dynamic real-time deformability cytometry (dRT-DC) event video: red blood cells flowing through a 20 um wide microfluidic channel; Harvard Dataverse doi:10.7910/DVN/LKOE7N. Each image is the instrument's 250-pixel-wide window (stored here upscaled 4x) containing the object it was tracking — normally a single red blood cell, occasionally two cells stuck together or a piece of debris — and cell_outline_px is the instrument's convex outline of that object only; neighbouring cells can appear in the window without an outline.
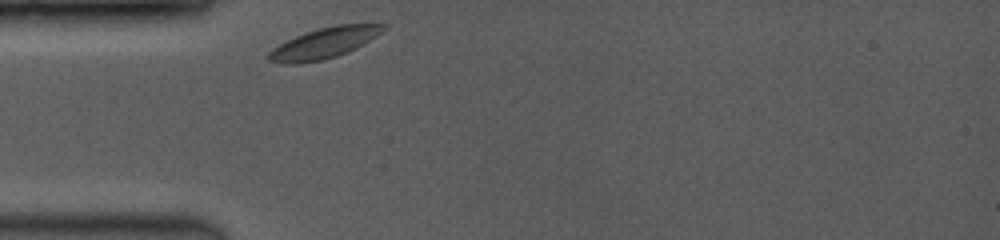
{"species": "common noctule bat (a hibernating species)", "species_latin": "Nyctalus noctula", "temperature_condition": "room temperature", "stored_images_in_passage": 25, "camera_frame_rate_fps": 3500, "um_per_image_px": 0.085, "animal": {"sex": "female", "body_mass_g": 19.0, "forearm_length_mm": 53.3}, "frame": {"image": 1, "passage_image": 1, "time_ms": 0.0, "image_size_px": [1000, 240], "cell_outline_px": [[388, 28], [376, 36], [356, 48], [348, 52], [324, 60], [296, 64], [280, 64], [268, 60], [268, 52], [272, 48], [304, 32], [336, 24], [388, 24]], "centroid_in_image_um": [27.55, 3.66], "position_along_channel_um": 57.4, "area_um2": 20.58}}
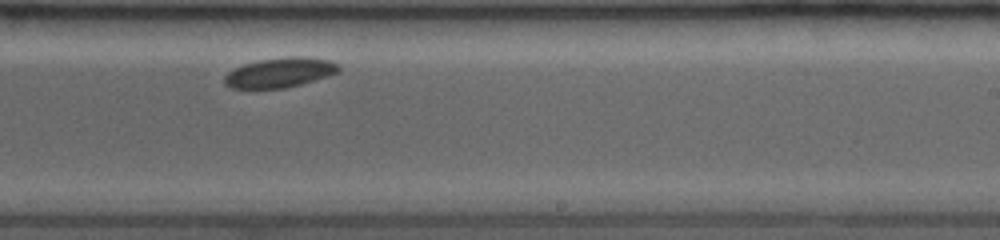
{"frame": {"image": 2, "passage_image": 15, "time_ms": 5.714, "image_size_px": [1000, 240], "cell_outline_px": [[340, 72], [328, 76], [300, 84], [284, 88], [232, 88], [224, 84], [224, 76], [228, 72], [244, 64], [260, 60], [288, 56], [304, 56], [328, 60], [340, 64]], "centroid_in_image_um": [23.82, 6.16], "position_along_channel_um": 265.2, "area_um2": 19.77}}
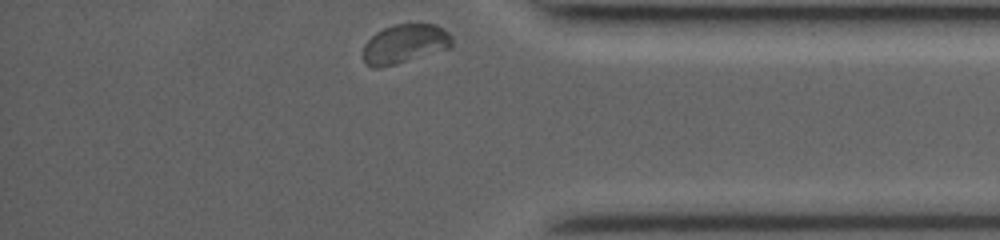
{"frame": {"image": 3, "passage_image": 25, "time_ms": 9.429, "image_size_px": [1000, 240], "cell_outline_px": [[452, 48], [396, 64], [380, 68], [372, 68], [364, 60], [364, 44], [376, 32], [392, 24], [436, 24], [444, 28], [452, 36]], "centroid_in_image_um": [34.44, 3.72], "position_along_channel_um": 400.8, "area_um2": 20.4}, "authors_computed_cell_mechanics": {"area_um2": 20.3456, "velocity_mm_per_s": 3.7172, "shape_relaxation_time_tau1_ms": 0.7088, "shape_relaxation_time_tau2_ms": null, "deformation_change_tau1": 0.0385, "deformation_change_tau2": null}}